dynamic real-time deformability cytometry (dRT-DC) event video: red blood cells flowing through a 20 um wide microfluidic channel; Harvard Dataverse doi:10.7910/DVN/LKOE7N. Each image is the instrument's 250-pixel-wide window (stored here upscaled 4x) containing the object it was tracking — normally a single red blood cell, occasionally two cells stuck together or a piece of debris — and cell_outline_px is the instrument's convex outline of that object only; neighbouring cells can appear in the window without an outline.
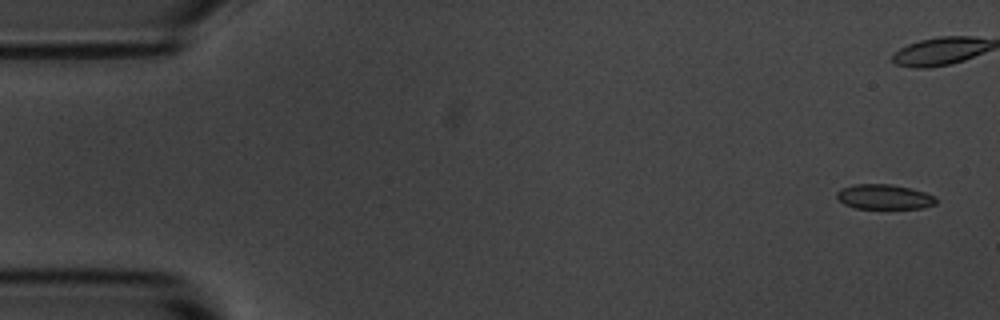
{"species": "common noctule bat (a hibernating species)", "species_latin": "Nyctalus noctula", "temperature_condition": "room temperature", "stored_images_in_passage": 4, "camera_frame_rate_fps": 3000, "um_per_image_px": 0.085, "animal": {"sex": "male", "body_mass_g": 20.1, "forearm_length_mm": 53.5}, "frame": {"image": 1, "passage_image": 1, "time_ms": 0.0, "image_size_px": [1000, 320], "cell_outline_px": [[936, 204], [920, 208], [856, 208], [844, 204], [836, 196], [836, 192], [840, 188], [852, 184], [892, 184], [912, 188], [936, 196]], "centroid_in_image_um": [75.15, 16.71], "position_along_channel_um": 9.9, "area_um2": 14.45}}